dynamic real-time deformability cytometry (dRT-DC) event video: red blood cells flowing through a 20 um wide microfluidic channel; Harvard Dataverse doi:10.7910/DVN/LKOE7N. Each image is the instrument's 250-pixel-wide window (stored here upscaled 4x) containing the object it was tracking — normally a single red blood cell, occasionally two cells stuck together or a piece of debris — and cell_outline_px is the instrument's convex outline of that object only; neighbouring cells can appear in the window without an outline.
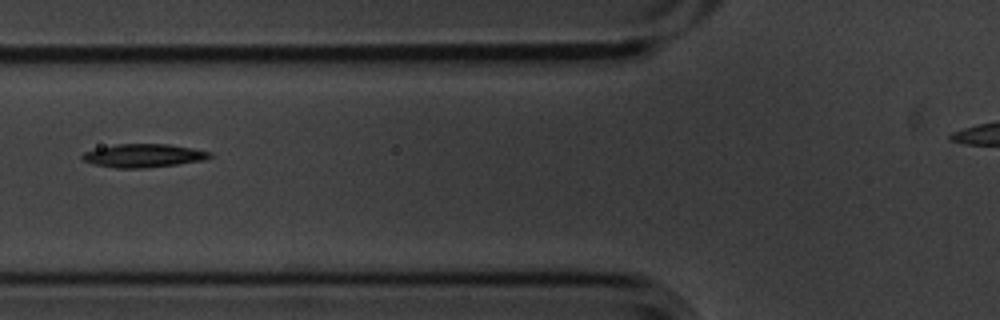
{"species": "common noctule bat (a hibernating species)", "species_latin": "Nyctalus noctula", "temperature_condition": "cold", "stored_images_in_passage": 11, "segment_of_instrument_passage": [1, 2], "camera_frame_rate_fps": 3000, "um_per_image_px": 0.085, "animal": {"sex": "male", "body_mass_g": 20.1, "forearm_length_mm": 53.5}, "frame": {"image": 1, "passage_image": 3, "time_ms": 0.667, "image_size_px": [1000, 320], "cell_outline_px": [[212, 156], [204, 160], [176, 164], [144, 168], [116, 168], [96, 164], [84, 160], [80, 156], [84, 152], [96, 148], [116, 144], [168, 144], [192, 148], [212, 152]], "centroid_in_image_um": [12.2, 13.22], "position_along_channel_um": 113.6, "area_um2": 17.22}}
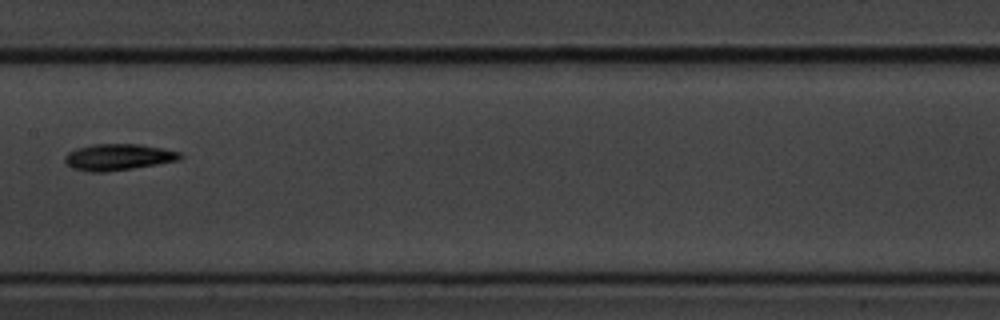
{"frame": {"image": 2, "passage_image": 5, "time_ms": 1.333, "image_size_px": [1000, 320], "cell_outline_px": [[184, 156], [180, 160], [132, 168], [104, 172], [88, 172], [72, 168], [64, 164], [64, 156], [68, 152], [76, 148], [92, 144], [140, 144], [164, 148], [180, 152]], "centroid_in_image_um": [10.02, 13.35], "position_along_channel_um": 197.4, "area_um2": 17.92}}
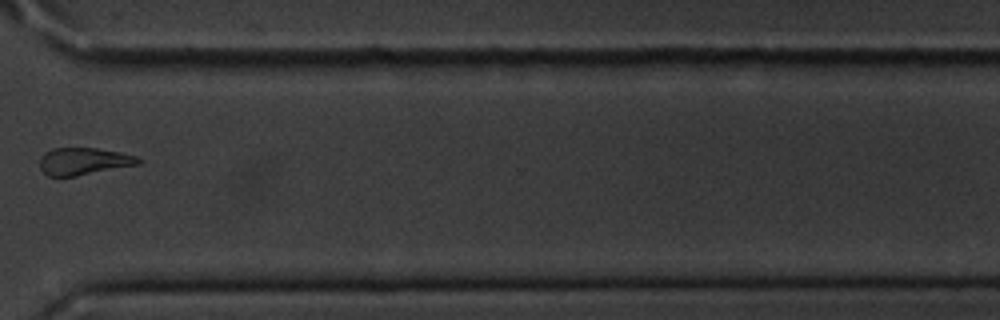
{"frame": {"image": 3, "passage_image": 9, "time_ms": 2.667, "image_size_px": [1000, 320], "cell_outline_px": [[144, 160], [140, 164], [76, 176], [48, 176], [40, 168], [40, 156], [44, 152], [52, 148], [96, 148], [120, 152], [136, 156]], "centroid_in_image_um": [7.12, 13.7], "position_along_channel_um": 363.5, "area_um2": 15.72}}